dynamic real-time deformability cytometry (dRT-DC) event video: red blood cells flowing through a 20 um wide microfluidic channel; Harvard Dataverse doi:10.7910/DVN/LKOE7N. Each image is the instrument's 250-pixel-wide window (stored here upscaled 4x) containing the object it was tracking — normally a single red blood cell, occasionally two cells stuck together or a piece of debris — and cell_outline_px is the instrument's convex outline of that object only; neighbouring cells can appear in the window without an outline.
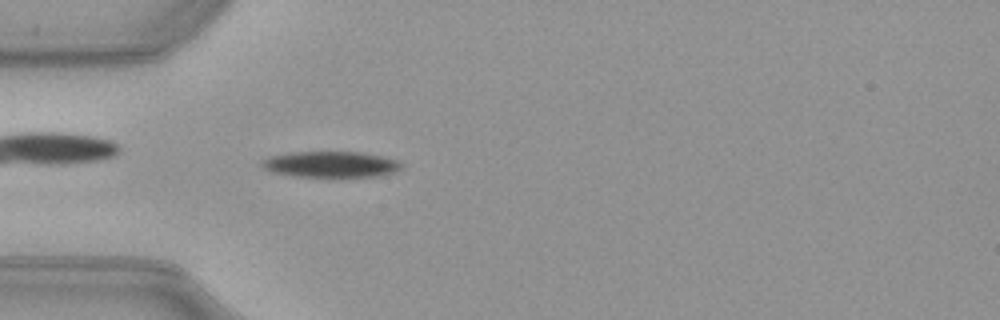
{"species": "common noctule bat (a hibernating species)", "species_latin": "Nyctalus noctula", "temperature_condition": "warm", "stored_images_in_passage": 50, "camera_frame_rate_fps": 3000, "um_per_image_px": 0.085, "animal": {"sex": "female", "body_mass_g": 21.9}, "frame": {"image": 1, "passage_image": 14, "time_ms": 4.333, "image_size_px": [1000, 320], "cell_outline_px": [[404, 168], [392, 172], [376, 176], [292, 176], [268, 172], [260, 164], [268, 156], [288, 152], [360, 152], [400, 160], [404, 164]], "centroid_in_image_um": [28.09, 13.96], "position_along_channel_um": 56.9, "area_um2": 21.21}}
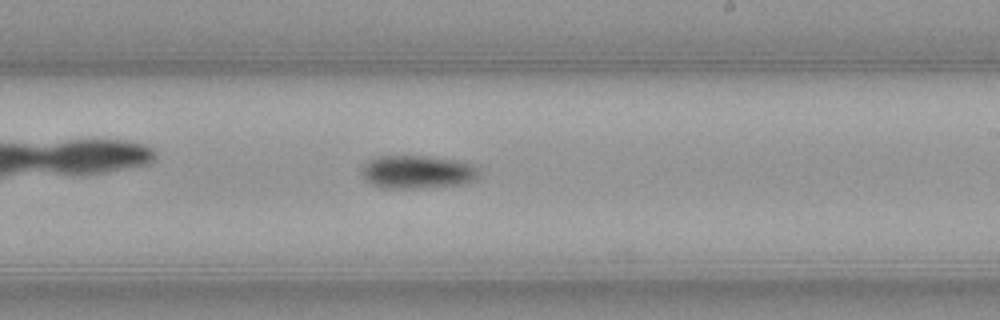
{"frame": {"image": 2, "passage_image": 29, "time_ms": 9.333, "image_size_px": [1000, 320], "cell_outline_px": [[480, 176], [476, 180], [464, 184], [428, 188], [380, 188], [364, 180], [360, 172], [360, 168], [368, 160], [376, 156], [428, 156], [464, 160], [476, 164], [480, 168]], "centroid_in_image_um": [35.54, 14.61], "position_along_channel_um": 253.5, "area_um2": 23.7}}
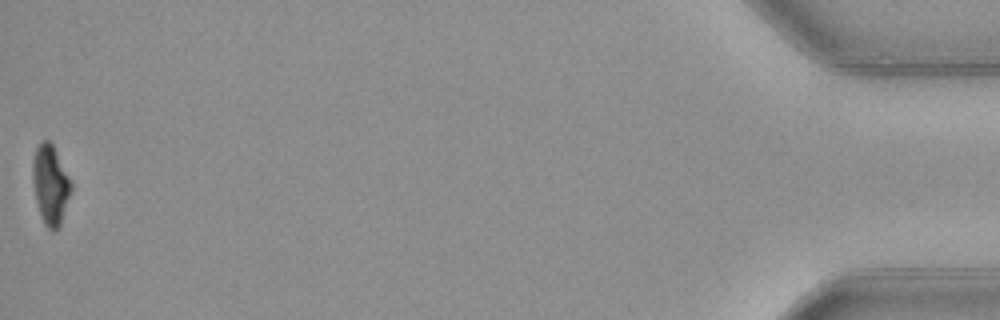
{"frame": {"image": 3, "passage_image": 50, "time_ms": 16.333, "image_size_px": [1000, 320], "cell_outline_px": [[72, 188], [60, 228], [56, 232], [52, 232], [44, 224], [36, 200], [32, 180], [32, 160], [36, 148], [44, 140], [48, 140], [52, 144], [72, 184]], "centroid_in_image_um": [4.28, 15.76], "position_along_channel_um": 430.9, "area_um2": 17.69}, "authors_computed_cell_mechanics": {"area_um2": 21.2704, "velocity_mm_per_s": 4.0092, "shape_relaxation_time_tau1_ms": 2.183, "shape_relaxation_time_tau2_ms": null, "deformation_change_tau1": 0.1034, "deformation_change_tau2": null}}